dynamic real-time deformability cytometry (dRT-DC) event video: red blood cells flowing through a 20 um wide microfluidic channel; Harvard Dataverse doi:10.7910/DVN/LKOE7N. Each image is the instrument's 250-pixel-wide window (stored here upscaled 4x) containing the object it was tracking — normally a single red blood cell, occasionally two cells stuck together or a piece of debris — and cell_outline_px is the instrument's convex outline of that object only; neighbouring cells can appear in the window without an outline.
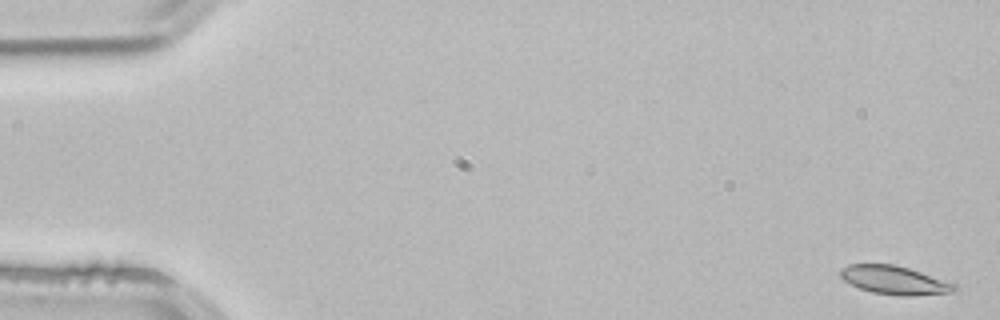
{"species": "common noctule bat (a hibernating species)", "species_latin": "Nyctalus noctula", "temperature_condition": "room temperature", "stored_images_in_passage": 4, "camera_frame_rate_fps": 3000, "um_per_image_px": 0.085, "animal": {"sex": "male", "body_mass_g": 21.5, "forearm_length_mm": 52.0}, "frame": {"image": 1, "passage_image": 1, "time_ms": 0.0, "image_size_px": [1000, 320], "cell_outline_px": [[956, 288], [952, 292], [912, 296], [900, 296], [872, 292], [860, 288], [844, 280], [840, 276], [840, 268], [848, 264], [896, 264], [956, 284]], "centroid_in_image_um": [76.0, 23.81], "position_along_channel_um": 9.0, "area_um2": 18.79}}
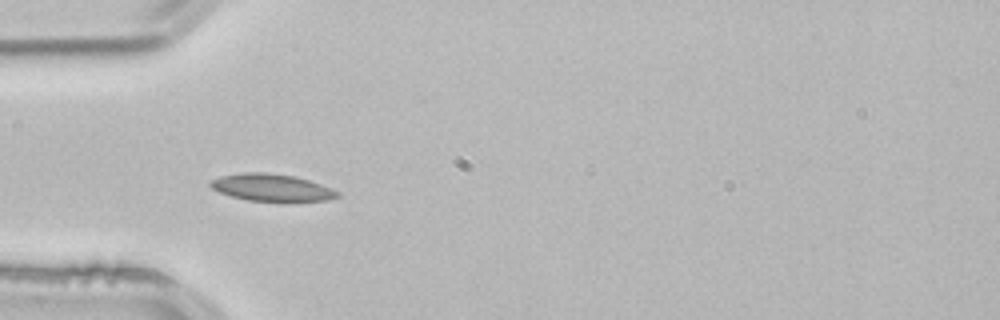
{"frame": {"image": 2, "passage_image": 4, "time_ms": 1.0, "image_size_px": [1000, 320], "cell_outline_px": [[340, 196], [328, 200], [292, 204], [284, 204], [248, 200], [232, 196], [220, 192], [212, 188], [208, 184], [208, 180], [220, 176], [244, 172], [264, 172], [292, 176], [308, 180], [320, 184], [340, 192]], "centroid_in_image_um": [23.13, 15.99], "position_along_channel_um": 61.9, "area_um2": 20.92}}